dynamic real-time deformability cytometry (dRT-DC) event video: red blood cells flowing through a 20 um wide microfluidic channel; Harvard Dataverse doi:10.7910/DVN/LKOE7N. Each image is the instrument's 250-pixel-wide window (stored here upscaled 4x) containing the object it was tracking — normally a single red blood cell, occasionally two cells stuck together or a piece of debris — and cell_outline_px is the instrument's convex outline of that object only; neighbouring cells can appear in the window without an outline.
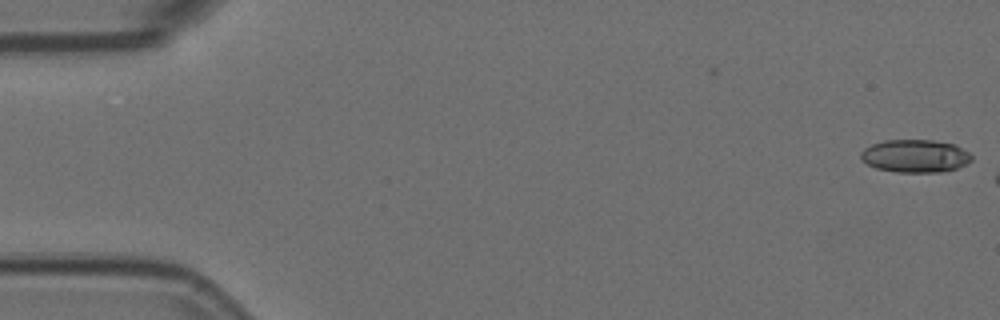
{"species": "Egyptian fruit bat (a non-hibernating species)", "species_latin": "Rousettus aegyptiacus", "temperature_condition": "room temperature", "stored_images_in_passage": 7, "camera_frame_rate_fps": 3000, "um_per_image_px": 0.085, "animal": {"sex": "female"}, "frame": {"image": 1, "passage_image": 1, "time_ms": 0.0, "image_size_px": [1000, 320], "cell_outline_px": [[972, 160], [956, 168], [940, 172], [896, 172], [876, 168], [868, 164], [860, 156], [860, 152], [864, 148], [872, 144], [884, 140], [932, 140], [952, 144], [968, 152], [972, 156]], "centroid_in_image_um": [77.76, 13.26], "position_along_channel_um": 7.2, "area_um2": 20.98}}